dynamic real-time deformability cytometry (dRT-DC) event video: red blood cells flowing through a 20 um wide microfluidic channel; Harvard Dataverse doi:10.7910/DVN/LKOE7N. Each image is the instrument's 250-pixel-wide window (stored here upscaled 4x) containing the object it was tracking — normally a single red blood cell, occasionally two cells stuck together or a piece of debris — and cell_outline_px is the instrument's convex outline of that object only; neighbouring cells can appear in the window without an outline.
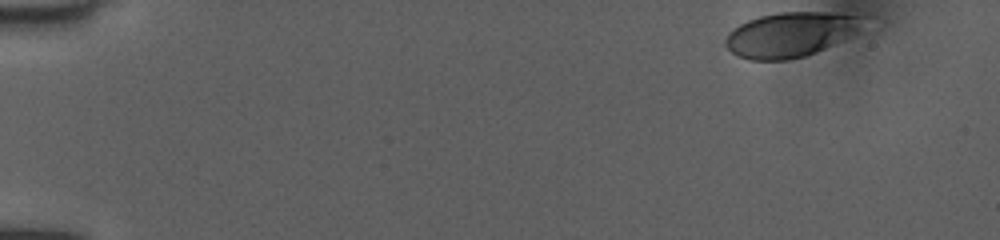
{"species": "human", "species_latin": "Homo sapiens", "temperature_condition": "room temperature", "stored_images_in_passage": 43, "camera_frame_rate_fps": 3000, "um_per_image_px": 0.085, "donor": {"sex": "female"}, "frame": {"image": 1, "passage_image": 1, "time_ms": 0.0, "image_size_px": [1000, 240], "cell_outline_px": [[868, 16], [856, 32], [824, 48], [804, 56], [788, 60], [748, 60], [736, 56], [724, 44], [724, 40], [728, 32], [732, 28], [748, 20], [760, 16], [780, 12], [824, 12]], "centroid_in_image_um": [67.14, 2.93], "position_along_channel_um": 17.9, "area_um2": 35.72}}
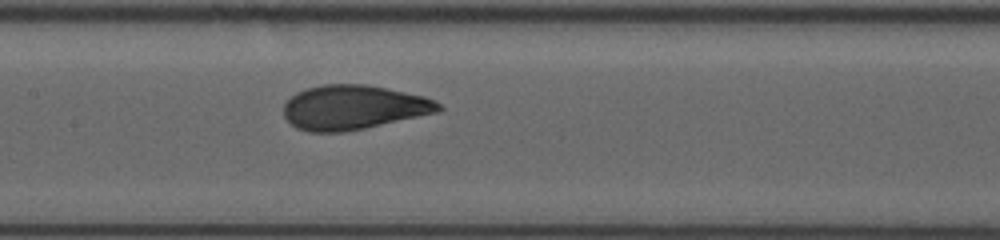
{"frame": {"image": 2, "passage_image": 23, "time_ms": 7.333, "image_size_px": [1000, 240], "cell_outline_px": [[444, 108], [440, 112], [364, 128], [340, 132], [308, 132], [296, 128], [284, 116], [284, 104], [296, 92], [308, 88], [324, 84], [368, 84], [424, 96], [436, 100]], "centroid_in_image_um": [30.07, 9.12], "position_along_channel_um": 177.3, "area_um2": 40.11}}
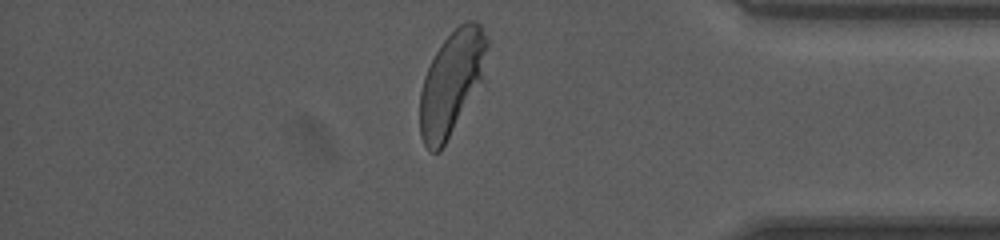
{"frame": {"image": 3, "passage_image": 41, "time_ms": 13.333, "image_size_px": [1000, 240], "cell_outline_px": [[488, 44], [480, 80], [440, 152], [428, 152], [420, 136], [420, 92], [424, 76], [436, 52], [444, 40], [460, 24], [468, 20], [476, 20], [480, 24], [488, 40]], "centroid_in_image_um": [38.33, 7.03], "position_along_channel_um": 396.9, "area_um2": 39.36}, "authors_computed_cell_mechanics": {"area_um2": 39.7664, "velocity_mm_per_s": 4.013, "shape_relaxation_time_tau1_ms": 2.8967, "shape_relaxation_time_tau2_ms": null, "deformation_change_tau1": 0.1673, "deformation_change_tau2": null}}